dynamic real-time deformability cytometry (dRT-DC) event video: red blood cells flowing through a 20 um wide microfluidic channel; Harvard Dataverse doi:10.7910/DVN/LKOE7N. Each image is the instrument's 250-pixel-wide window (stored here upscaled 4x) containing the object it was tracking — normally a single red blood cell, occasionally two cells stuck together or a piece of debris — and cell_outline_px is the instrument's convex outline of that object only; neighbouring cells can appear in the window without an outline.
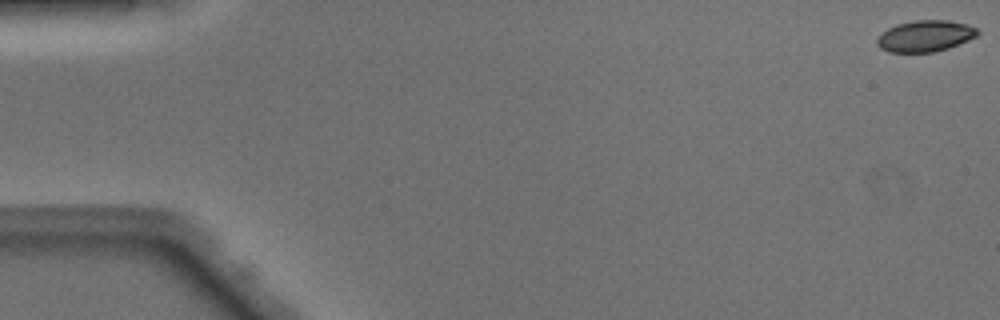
{"species": "Egyptian fruit bat (a non-hibernating species)", "species_latin": "Rousettus aegyptiacus", "temperature_condition": "warm", "stored_images_in_passage": 49, "camera_frame_rate_fps": 3000, "um_per_image_px": 0.085, "animal": {"sex": "male"}, "frame": {"image": 1, "passage_image": 1, "time_ms": 0.0, "image_size_px": [1000, 320], "cell_outline_px": [[980, 32], [976, 36], [968, 40], [948, 48], [932, 52], [888, 52], [880, 48], [876, 44], [876, 40], [888, 28], [896, 24], [916, 20], [948, 20], [968, 24], [976, 28]], "centroid_in_image_um": [78.64, 3.06], "position_along_channel_um": 6.4, "area_um2": 18.26}}
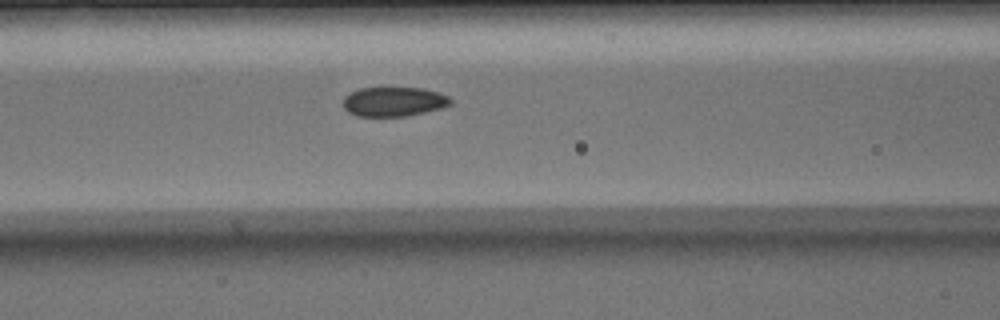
{"frame": {"image": 2, "passage_image": 21, "time_ms": 6.667, "image_size_px": [1000, 320], "cell_outline_px": [[452, 104], [440, 108], [424, 112], [404, 116], [356, 116], [348, 112], [344, 108], [344, 96], [360, 88], [424, 88], [448, 96], [452, 100]], "centroid_in_image_um": [33.46, 8.64], "position_along_channel_um": 133.1, "area_um2": 18.26}}
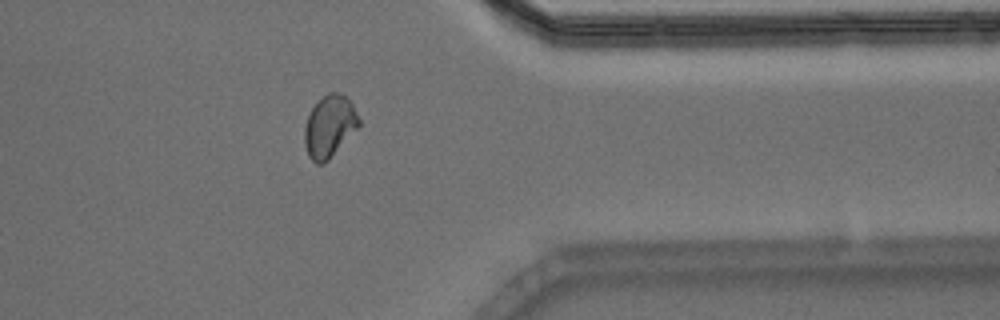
{"frame": {"image": 3, "passage_image": 40, "time_ms": 13.0, "image_size_px": [1000, 320], "cell_outline_px": [[360, 124], [328, 160], [324, 164], [316, 164], [308, 156], [304, 144], [304, 128], [308, 116], [312, 108], [328, 92], [340, 92], [348, 96], [360, 120]], "centroid_in_image_um": [27.99, 10.73], "position_along_channel_um": 383.4, "area_um2": 19.48}, "authors_computed_cell_mechanics": {"area_um2": 19.074, "velocity_mm_per_s": 4.1208, "shape_relaxation_time_tau1_ms": 7.1033, "shape_relaxation_time_tau2_ms": 1.4257, "deformation_change_tau1": 0.1395, "deformation_change_tau2": 0.0353}}